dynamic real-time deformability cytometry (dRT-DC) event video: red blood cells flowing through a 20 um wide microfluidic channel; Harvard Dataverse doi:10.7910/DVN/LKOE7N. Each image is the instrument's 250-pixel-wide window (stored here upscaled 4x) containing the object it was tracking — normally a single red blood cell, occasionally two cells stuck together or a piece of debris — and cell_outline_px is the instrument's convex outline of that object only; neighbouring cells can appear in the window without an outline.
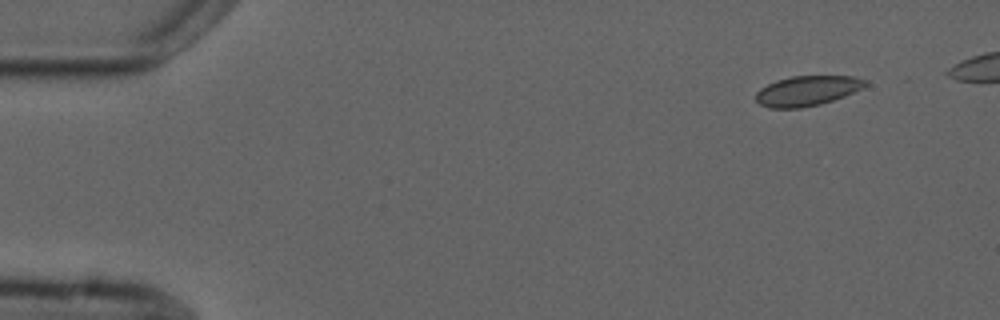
{"species": "common noctule bat (a hibernating species)", "species_latin": "Nyctalus noctula", "temperature_condition": "cold", "stored_images_in_passage": 5, "camera_frame_rate_fps": 3000, "um_per_image_px": 0.085, "animal": {"sex": "male", "forearm_length_mm": 52.5}, "frame": {"image": 1, "passage_image": 1, "time_ms": 0.0, "image_size_px": [1000, 320], "cell_outline_px": [[868, 84], [844, 96], [820, 104], [800, 108], [768, 108], [760, 104], [756, 100], [756, 92], [760, 88], [776, 80], [792, 76], [852, 76], [868, 80]], "centroid_in_image_um": [68.58, 7.71], "position_along_channel_um": 16.4, "area_um2": 19.02}}